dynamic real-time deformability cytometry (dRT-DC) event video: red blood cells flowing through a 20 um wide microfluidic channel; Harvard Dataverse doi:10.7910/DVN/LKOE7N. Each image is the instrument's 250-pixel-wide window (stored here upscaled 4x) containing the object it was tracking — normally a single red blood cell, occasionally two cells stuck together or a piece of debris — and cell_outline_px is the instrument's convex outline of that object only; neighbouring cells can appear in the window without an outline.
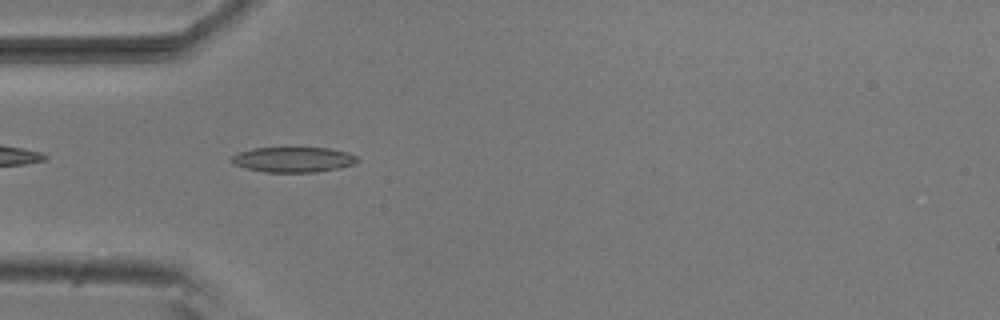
{"species": "common noctule bat (a hibernating species)", "species_latin": "Nyctalus noctula", "temperature_condition": "room temperature", "stored_images_in_passage": 40, "camera_frame_rate_fps": 3000, "um_per_image_px": 0.085, "animal": {"sex": "male", "body_mass_g": 20.5, "forearm_length_mm": 52.5}, "frame": {"image": 1, "passage_image": 2, "time_ms": 0.333, "image_size_px": [1000, 320], "cell_outline_px": [[360, 160], [356, 164], [340, 168], [316, 172], [264, 172], [244, 168], [228, 160], [236, 152], [252, 148], [328, 148], [348, 152], [356, 156]], "centroid_in_image_um": [24.93, 13.56], "position_along_channel_um": 60.1, "area_um2": 18.73}}
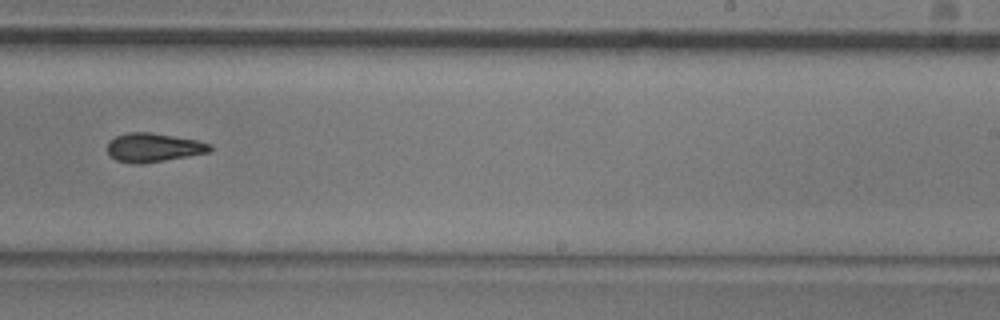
{"frame": {"image": 2, "passage_image": 19, "time_ms": 6.0, "image_size_px": [1000, 320], "cell_outline_px": [[212, 148], [208, 152], [164, 160], [140, 164], [136, 164], [116, 160], [108, 152], [108, 140], [116, 136], [128, 132], [148, 132], [196, 140], [212, 144]], "centroid_in_image_um": [13.02, 12.53], "position_along_channel_um": 276.0, "area_um2": 16.94}}
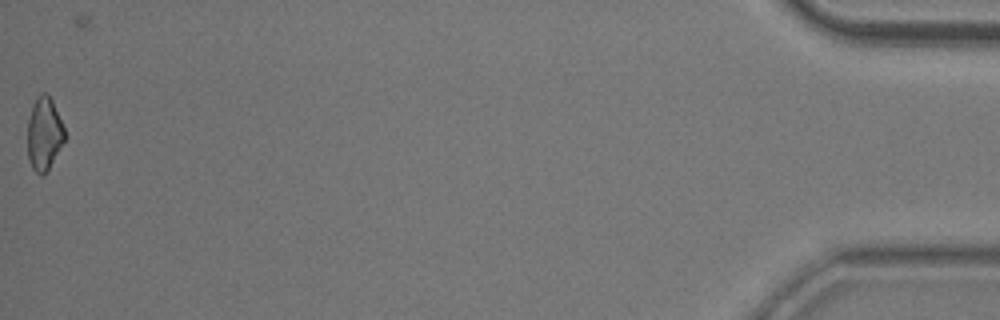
{"frame": {"image": 3, "passage_image": 39, "time_ms": 12.667, "image_size_px": [1000, 320], "cell_outline_px": [[64, 140], [48, 168], [40, 176], [32, 168], [28, 160], [28, 120], [32, 104], [44, 92], [52, 100], [64, 128]], "centroid_in_image_um": [3.73, 11.38], "position_along_channel_um": 431.5, "area_um2": 15.26}, "authors_computed_cell_mechanics": {"area_um2": 17.1666, "velocity_mm_per_s": 3.8298, "shape_relaxation_time_tau1_ms": 7.3683, "shape_relaxation_time_tau2_ms": 5.8983, "deformation_change_tau1": 0.1705, "deformation_change_tau2": 0.1328}}